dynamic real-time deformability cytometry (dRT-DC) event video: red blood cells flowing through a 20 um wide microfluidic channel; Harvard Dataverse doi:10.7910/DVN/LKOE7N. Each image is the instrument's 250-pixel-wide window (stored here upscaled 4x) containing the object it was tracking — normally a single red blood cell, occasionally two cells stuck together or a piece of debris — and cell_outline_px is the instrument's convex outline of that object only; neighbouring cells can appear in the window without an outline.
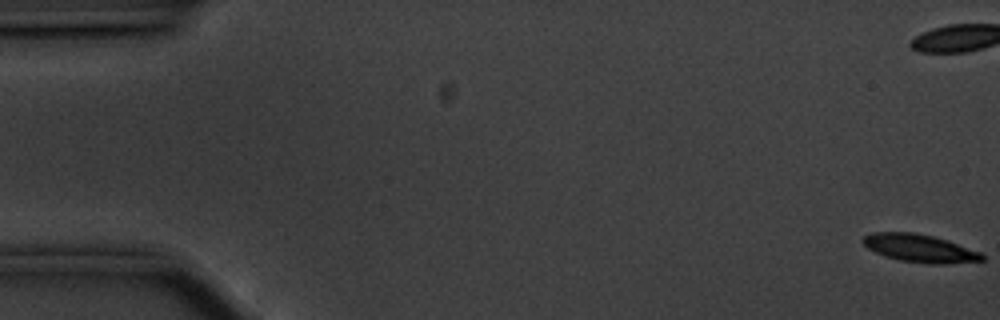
{"species": "common noctule bat (a hibernating species)", "species_latin": "Nyctalus noctula", "temperature_condition": "cold", "stored_images_in_passage": 58, "camera_frame_rate_fps": 3000, "um_per_image_px": 0.085, "animal": {"sex": "male", "body_mass_g": 20.1, "forearm_length_mm": 53.5}, "frame": {"image": 1, "passage_image": 1, "time_ms": 0.0, "image_size_px": [1000, 320], "cell_outline_px": [[984, 260], [944, 264], [932, 264], [900, 260], [884, 256], [868, 248], [860, 240], [864, 236], [872, 232], [912, 232], [932, 236], [980, 252], [984, 256]], "centroid_in_image_um": [78.12, 21.1], "position_along_channel_um": 6.9, "area_um2": 19.02}}
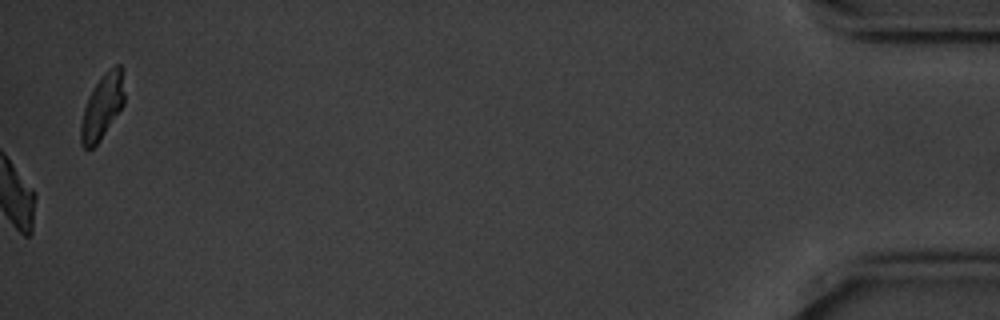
{"frame": {"image": 2, "passage_image": 58, "time_ms": 19.0, "image_size_px": [1000, 320], "cell_outline_px": [[124, 104], [100, 140], [92, 148], [84, 148], [80, 144], [80, 124], [84, 108], [88, 96], [104, 72], [116, 64], [120, 64], [124, 92]], "centroid_in_image_um": [8.67, 9.08], "position_along_channel_um": 426.5, "area_um2": 16.24}, "authors_computed_cell_mechanics": {"area_um2": 19.8254, "velocity_mm_per_s": 3.5284, "shape_relaxation_time_tau1_ms": 2.0155, "shape_relaxation_time_tau2_ms": null, "deformation_change_tau1": 0.1142, "deformation_change_tau2": null}}